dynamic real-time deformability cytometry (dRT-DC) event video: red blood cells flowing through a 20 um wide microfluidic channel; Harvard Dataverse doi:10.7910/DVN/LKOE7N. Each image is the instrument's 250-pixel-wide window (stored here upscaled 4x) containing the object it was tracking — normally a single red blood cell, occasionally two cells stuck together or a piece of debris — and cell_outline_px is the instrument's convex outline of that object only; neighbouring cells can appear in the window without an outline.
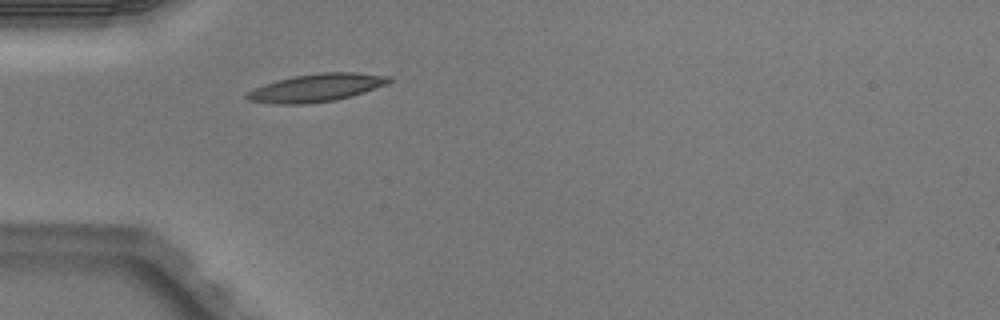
{"species": "Egyptian fruit bat (a non-hibernating species)", "species_latin": "Rousettus aegyptiacus", "temperature_condition": "warm", "stored_images_in_passage": 1, "camera_frame_rate_fps": 3000, "um_per_image_px": 0.085, "animal": {"sex": "male"}, "frame": {"image": 1, "passage_image": 1, "time_ms": 0.0, "image_size_px": [1000, 320], "cell_outline_px": [[392, 80], [384, 84], [352, 96], [336, 100], [304, 104], [276, 104], [248, 100], [244, 96], [248, 92], [264, 84], [292, 76], [324, 72], [356, 72], [392, 76]], "centroid_in_image_um": [26.89, 7.45], "position_along_channel_um": 58.1, "area_um2": 22.89}}